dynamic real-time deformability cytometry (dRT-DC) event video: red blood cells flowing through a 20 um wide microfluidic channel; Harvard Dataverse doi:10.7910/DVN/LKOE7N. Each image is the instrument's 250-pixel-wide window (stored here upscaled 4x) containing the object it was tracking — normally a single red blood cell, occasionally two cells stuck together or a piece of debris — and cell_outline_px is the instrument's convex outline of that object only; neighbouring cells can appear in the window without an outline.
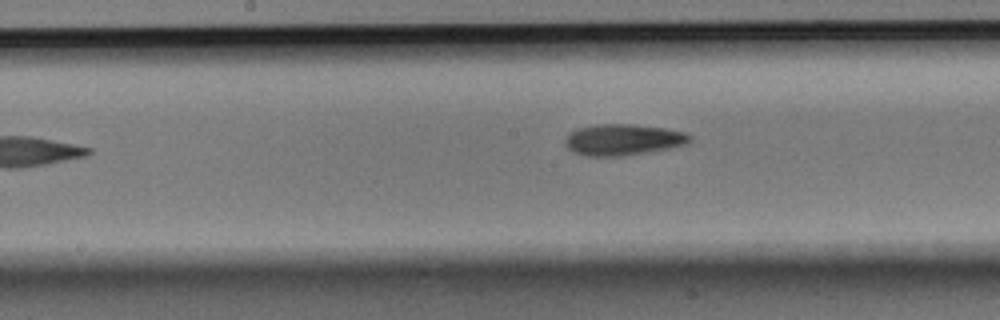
{"species": "Egyptian fruit bat (a non-hibernating species)", "species_latin": "Rousettus aegyptiacus", "temperature_condition": "room temperature", "stored_images_in_passage": 7, "camera_frame_rate_fps": 3000, "um_per_image_px": 0.085, "animal": {"sex": "male"}, "frame": {"image": 1, "passage_image": 7, "time_ms": 2.0, "image_size_px": [1000, 320], "cell_outline_px": [[692, 140], [688, 144], [668, 148], [624, 156], [584, 156], [572, 152], [564, 144], [564, 140], [576, 128], [600, 124], [632, 124], [664, 128], [684, 132], [692, 136]], "centroid_in_image_um": [52.95, 11.88], "position_along_channel_um": 195.2, "area_um2": 22.72}}